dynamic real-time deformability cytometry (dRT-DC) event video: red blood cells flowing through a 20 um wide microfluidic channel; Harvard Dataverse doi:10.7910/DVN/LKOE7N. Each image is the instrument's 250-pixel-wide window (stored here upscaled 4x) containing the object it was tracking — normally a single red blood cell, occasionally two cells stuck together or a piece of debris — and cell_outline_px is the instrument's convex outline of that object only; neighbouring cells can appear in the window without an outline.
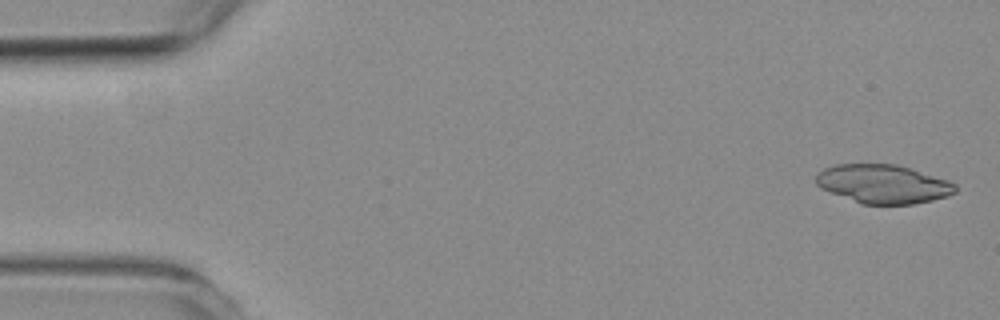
{"species": "common noctule bat (a hibernating species)", "species_latin": "Nyctalus noctula", "temperature_condition": "room temperature", "stored_images_in_passage": 5, "camera_frame_rate_fps": 3000, "um_per_image_px": 0.085, "animal": {"sex": "female", "body_mass_g": 19.3, "forearm_length_mm": 54.1}, "frame": {"image": 1, "passage_image": 1, "time_ms": 0.0, "image_size_px": [1000, 320], "cell_outline_px": [[956, 192], [948, 196], [932, 200], [912, 204], [860, 204], [820, 188], [816, 184], [816, 176], [824, 168], [836, 164], [896, 164], [948, 180], [956, 184]], "centroid_in_image_um": [75.06, 15.64], "position_along_channel_um": 9.9, "area_um2": 31.39}}